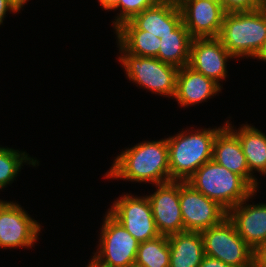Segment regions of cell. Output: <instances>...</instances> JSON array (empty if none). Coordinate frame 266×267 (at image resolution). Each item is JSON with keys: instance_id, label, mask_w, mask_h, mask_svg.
<instances>
[{"instance_id": "obj_1", "label": "cell", "mask_w": 266, "mask_h": 267, "mask_svg": "<svg viewBox=\"0 0 266 267\" xmlns=\"http://www.w3.org/2000/svg\"><path fill=\"white\" fill-rule=\"evenodd\" d=\"M136 182L164 184L170 182L169 150L167 140L144 141L127 148L118 155L106 174Z\"/></svg>"}, {"instance_id": "obj_2", "label": "cell", "mask_w": 266, "mask_h": 267, "mask_svg": "<svg viewBox=\"0 0 266 267\" xmlns=\"http://www.w3.org/2000/svg\"><path fill=\"white\" fill-rule=\"evenodd\" d=\"M221 129L187 130L166 138L169 150L170 181H187L197 169L213 158V144Z\"/></svg>"}, {"instance_id": "obj_3", "label": "cell", "mask_w": 266, "mask_h": 267, "mask_svg": "<svg viewBox=\"0 0 266 267\" xmlns=\"http://www.w3.org/2000/svg\"><path fill=\"white\" fill-rule=\"evenodd\" d=\"M218 38L234 58H255L266 41V6L225 13Z\"/></svg>"}, {"instance_id": "obj_4", "label": "cell", "mask_w": 266, "mask_h": 267, "mask_svg": "<svg viewBox=\"0 0 266 267\" xmlns=\"http://www.w3.org/2000/svg\"><path fill=\"white\" fill-rule=\"evenodd\" d=\"M187 182L227 211L257 192L240 175L213 159L197 169Z\"/></svg>"}, {"instance_id": "obj_5", "label": "cell", "mask_w": 266, "mask_h": 267, "mask_svg": "<svg viewBox=\"0 0 266 267\" xmlns=\"http://www.w3.org/2000/svg\"><path fill=\"white\" fill-rule=\"evenodd\" d=\"M123 65L127 77L152 93L174 97L178 68L163 63L156 57H141L128 53L119 43ZM123 54V55H122Z\"/></svg>"}, {"instance_id": "obj_6", "label": "cell", "mask_w": 266, "mask_h": 267, "mask_svg": "<svg viewBox=\"0 0 266 267\" xmlns=\"http://www.w3.org/2000/svg\"><path fill=\"white\" fill-rule=\"evenodd\" d=\"M201 234L206 256L232 267H253L254 250L237 233L234 223L228 217Z\"/></svg>"}, {"instance_id": "obj_7", "label": "cell", "mask_w": 266, "mask_h": 267, "mask_svg": "<svg viewBox=\"0 0 266 267\" xmlns=\"http://www.w3.org/2000/svg\"><path fill=\"white\" fill-rule=\"evenodd\" d=\"M102 223L98 252L90 260L101 267H131L140 242L108 211Z\"/></svg>"}, {"instance_id": "obj_8", "label": "cell", "mask_w": 266, "mask_h": 267, "mask_svg": "<svg viewBox=\"0 0 266 267\" xmlns=\"http://www.w3.org/2000/svg\"><path fill=\"white\" fill-rule=\"evenodd\" d=\"M179 203L185 231L202 232L228 217L226 209L187 181H179Z\"/></svg>"}, {"instance_id": "obj_9", "label": "cell", "mask_w": 266, "mask_h": 267, "mask_svg": "<svg viewBox=\"0 0 266 267\" xmlns=\"http://www.w3.org/2000/svg\"><path fill=\"white\" fill-rule=\"evenodd\" d=\"M108 212L140 243L160 236L147 195L123 194Z\"/></svg>"}, {"instance_id": "obj_10", "label": "cell", "mask_w": 266, "mask_h": 267, "mask_svg": "<svg viewBox=\"0 0 266 267\" xmlns=\"http://www.w3.org/2000/svg\"><path fill=\"white\" fill-rule=\"evenodd\" d=\"M40 230V223L31 218L19 204L7 201L0 207V247H32Z\"/></svg>"}, {"instance_id": "obj_11", "label": "cell", "mask_w": 266, "mask_h": 267, "mask_svg": "<svg viewBox=\"0 0 266 267\" xmlns=\"http://www.w3.org/2000/svg\"><path fill=\"white\" fill-rule=\"evenodd\" d=\"M182 22L193 38L219 37L225 10L209 0H177Z\"/></svg>"}, {"instance_id": "obj_12", "label": "cell", "mask_w": 266, "mask_h": 267, "mask_svg": "<svg viewBox=\"0 0 266 267\" xmlns=\"http://www.w3.org/2000/svg\"><path fill=\"white\" fill-rule=\"evenodd\" d=\"M156 186V192L147 197L159 234L170 236L185 231L179 203V181Z\"/></svg>"}, {"instance_id": "obj_13", "label": "cell", "mask_w": 266, "mask_h": 267, "mask_svg": "<svg viewBox=\"0 0 266 267\" xmlns=\"http://www.w3.org/2000/svg\"><path fill=\"white\" fill-rule=\"evenodd\" d=\"M234 58L218 37L193 38L188 66L216 83L226 78V62Z\"/></svg>"}, {"instance_id": "obj_14", "label": "cell", "mask_w": 266, "mask_h": 267, "mask_svg": "<svg viewBox=\"0 0 266 267\" xmlns=\"http://www.w3.org/2000/svg\"><path fill=\"white\" fill-rule=\"evenodd\" d=\"M181 23L182 15L177 1L160 0L116 30H143L161 38L173 32Z\"/></svg>"}, {"instance_id": "obj_15", "label": "cell", "mask_w": 266, "mask_h": 267, "mask_svg": "<svg viewBox=\"0 0 266 267\" xmlns=\"http://www.w3.org/2000/svg\"><path fill=\"white\" fill-rule=\"evenodd\" d=\"M212 159L217 164L240 175L255 191L258 190L257 178L249 171L240 141L226 124L216 134Z\"/></svg>"}, {"instance_id": "obj_16", "label": "cell", "mask_w": 266, "mask_h": 267, "mask_svg": "<svg viewBox=\"0 0 266 267\" xmlns=\"http://www.w3.org/2000/svg\"><path fill=\"white\" fill-rule=\"evenodd\" d=\"M248 199L231 208L228 218L234 223L242 239L255 250L266 242V204L247 205Z\"/></svg>"}, {"instance_id": "obj_17", "label": "cell", "mask_w": 266, "mask_h": 267, "mask_svg": "<svg viewBox=\"0 0 266 267\" xmlns=\"http://www.w3.org/2000/svg\"><path fill=\"white\" fill-rule=\"evenodd\" d=\"M221 91V85L189 67L178 70L174 98L180 106L202 103Z\"/></svg>"}, {"instance_id": "obj_18", "label": "cell", "mask_w": 266, "mask_h": 267, "mask_svg": "<svg viewBox=\"0 0 266 267\" xmlns=\"http://www.w3.org/2000/svg\"><path fill=\"white\" fill-rule=\"evenodd\" d=\"M168 244L169 267H199L205 256L201 232L183 231L170 235Z\"/></svg>"}, {"instance_id": "obj_19", "label": "cell", "mask_w": 266, "mask_h": 267, "mask_svg": "<svg viewBox=\"0 0 266 267\" xmlns=\"http://www.w3.org/2000/svg\"><path fill=\"white\" fill-rule=\"evenodd\" d=\"M226 125L237 135L252 175L254 170L266 175V135L251 125L238 130H233L228 120Z\"/></svg>"}, {"instance_id": "obj_20", "label": "cell", "mask_w": 266, "mask_h": 267, "mask_svg": "<svg viewBox=\"0 0 266 267\" xmlns=\"http://www.w3.org/2000/svg\"><path fill=\"white\" fill-rule=\"evenodd\" d=\"M157 59L178 69L188 65L193 37L183 22L170 34L162 36Z\"/></svg>"}, {"instance_id": "obj_21", "label": "cell", "mask_w": 266, "mask_h": 267, "mask_svg": "<svg viewBox=\"0 0 266 267\" xmlns=\"http://www.w3.org/2000/svg\"><path fill=\"white\" fill-rule=\"evenodd\" d=\"M118 42L128 53L157 57L161 39L143 30H115Z\"/></svg>"}, {"instance_id": "obj_22", "label": "cell", "mask_w": 266, "mask_h": 267, "mask_svg": "<svg viewBox=\"0 0 266 267\" xmlns=\"http://www.w3.org/2000/svg\"><path fill=\"white\" fill-rule=\"evenodd\" d=\"M135 265L140 267H169L170 246L168 236L141 242L137 250Z\"/></svg>"}, {"instance_id": "obj_23", "label": "cell", "mask_w": 266, "mask_h": 267, "mask_svg": "<svg viewBox=\"0 0 266 267\" xmlns=\"http://www.w3.org/2000/svg\"><path fill=\"white\" fill-rule=\"evenodd\" d=\"M24 162L33 166L39 163L25 152L0 146V190L15 180Z\"/></svg>"}, {"instance_id": "obj_24", "label": "cell", "mask_w": 266, "mask_h": 267, "mask_svg": "<svg viewBox=\"0 0 266 267\" xmlns=\"http://www.w3.org/2000/svg\"><path fill=\"white\" fill-rule=\"evenodd\" d=\"M160 0H119V3L112 9H119L121 12L115 17V21L112 23L116 30L124 22L130 21L134 16L138 15L146 8L154 6Z\"/></svg>"}, {"instance_id": "obj_25", "label": "cell", "mask_w": 266, "mask_h": 267, "mask_svg": "<svg viewBox=\"0 0 266 267\" xmlns=\"http://www.w3.org/2000/svg\"><path fill=\"white\" fill-rule=\"evenodd\" d=\"M266 6L264 0H224L226 13L258 10Z\"/></svg>"}, {"instance_id": "obj_26", "label": "cell", "mask_w": 266, "mask_h": 267, "mask_svg": "<svg viewBox=\"0 0 266 267\" xmlns=\"http://www.w3.org/2000/svg\"><path fill=\"white\" fill-rule=\"evenodd\" d=\"M253 267H266V242L254 250Z\"/></svg>"}, {"instance_id": "obj_27", "label": "cell", "mask_w": 266, "mask_h": 267, "mask_svg": "<svg viewBox=\"0 0 266 267\" xmlns=\"http://www.w3.org/2000/svg\"><path fill=\"white\" fill-rule=\"evenodd\" d=\"M20 9L21 8L12 0H0V25L3 23L7 11L14 13L20 11Z\"/></svg>"}, {"instance_id": "obj_28", "label": "cell", "mask_w": 266, "mask_h": 267, "mask_svg": "<svg viewBox=\"0 0 266 267\" xmlns=\"http://www.w3.org/2000/svg\"><path fill=\"white\" fill-rule=\"evenodd\" d=\"M199 267H232V266L227 265L226 263L216 258L205 255Z\"/></svg>"}, {"instance_id": "obj_29", "label": "cell", "mask_w": 266, "mask_h": 267, "mask_svg": "<svg viewBox=\"0 0 266 267\" xmlns=\"http://www.w3.org/2000/svg\"><path fill=\"white\" fill-rule=\"evenodd\" d=\"M102 8L105 10H112L118 3L119 0H98Z\"/></svg>"}, {"instance_id": "obj_30", "label": "cell", "mask_w": 266, "mask_h": 267, "mask_svg": "<svg viewBox=\"0 0 266 267\" xmlns=\"http://www.w3.org/2000/svg\"><path fill=\"white\" fill-rule=\"evenodd\" d=\"M255 58L266 62V41L264 42L262 49L258 52Z\"/></svg>"}, {"instance_id": "obj_31", "label": "cell", "mask_w": 266, "mask_h": 267, "mask_svg": "<svg viewBox=\"0 0 266 267\" xmlns=\"http://www.w3.org/2000/svg\"><path fill=\"white\" fill-rule=\"evenodd\" d=\"M15 2L20 8H23V6L26 4L27 0H12Z\"/></svg>"}, {"instance_id": "obj_32", "label": "cell", "mask_w": 266, "mask_h": 267, "mask_svg": "<svg viewBox=\"0 0 266 267\" xmlns=\"http://www.w3.org/2000/svg\"><path fill=\"white\" fill-rule=\"evenodd\" d=\"M87 267H101V266L97 265L94 261L91 260L87 265Z\"/></svg>"}, {"instance_id": "obj_33", "label": "cell", "mask_w": 266, "mask_h": 267, "mask_svg": "<svg viewBox=\"0 0 266 267\" xmlns=\"http://www.w3.org/2000/svg\"><path fill=\"white\" fill-rule=\"evenodd\" d=\"M209 1H213L215 3H219V4L223 5V8H224V0H209Z\"/></svg>"}, {"instance_id": "obj_34", "label": "cell", "mask_w": 266, "mask_h": 267, "mask_svg": "<svg viewBox=\"0 0 266 267\" xmlns=\"http://www.w3.org/2000/svg\"><path fill=\"white\" fill-rule=\"evenodd\" d=\"M6 201H3L0 199V207L5 203Z\"/></svg>"}]
</instances>
